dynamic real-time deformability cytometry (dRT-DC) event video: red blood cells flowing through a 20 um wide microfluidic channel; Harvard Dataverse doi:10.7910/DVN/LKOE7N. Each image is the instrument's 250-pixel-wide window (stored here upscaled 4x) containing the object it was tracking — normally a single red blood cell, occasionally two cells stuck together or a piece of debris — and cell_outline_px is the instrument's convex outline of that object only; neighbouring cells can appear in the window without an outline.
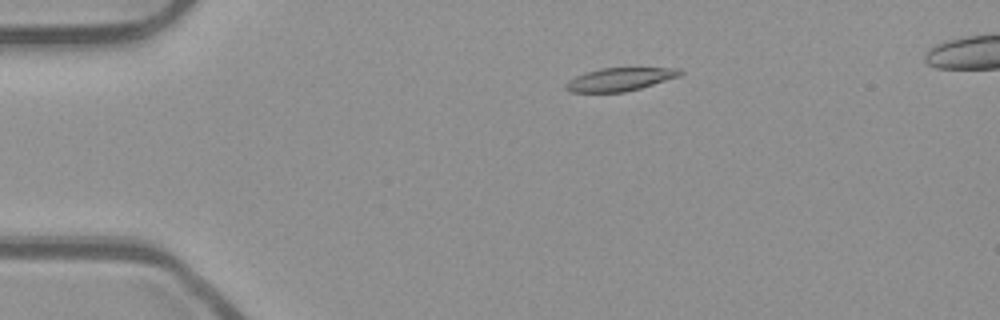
{"species": "common noctule bat (a hibernating species)", "species_latin": "Nyctalus noctula", "temperature_condition": "room temperature", "stored_images_in_passage": 44, "camera_frame_rate_fps": 3000, "um_per_image_px": 0.085, "animal": {"sex": "male", "body_mass_g": 23.1, "forearm_length_mm": 52.7}, "frame": {"image": 1, "passage_image": 2, "time_ms": 0.333, "image_size_px": [1000, 320], "cell_outline_px": [[684, 72], [680, 76], [640, 88], [624, 92], [568, 92], [564, 88], [564, 84], [568, 80], [576, 76], [600, 68], [676, 68]], "centroid_in_image_um": [52.65, 6.75], "position_along_channel_um": 32.3, "area_um2": 15.32}}
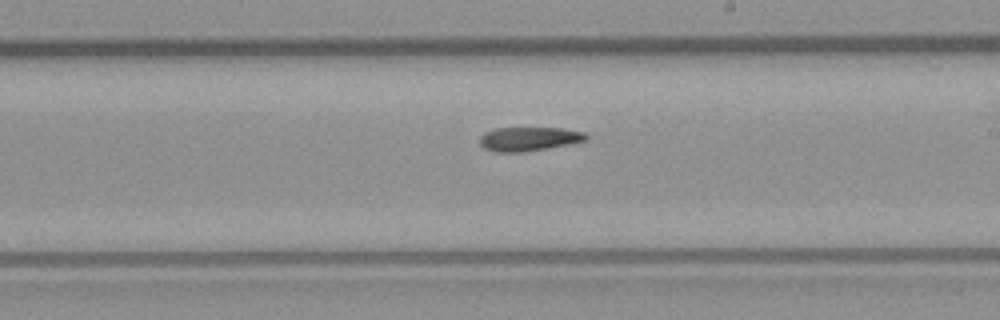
{"frame": {"image": 2, "passage_image": 22, "time_ms": 7.0, "image_size_px": [1000, 320], "cell_outline_px": [[588, 140], [572, 144], [524, 152], [496, 152], [484, 148], [480, 144], [480, 136], [484, 132], [496, 128], [564, 128], [584, 132], [588, 136]], "centroid_in_image_um": [44.98, 11.81], "position_along_channel_um": 244.0, "area_um2": 15.03}}
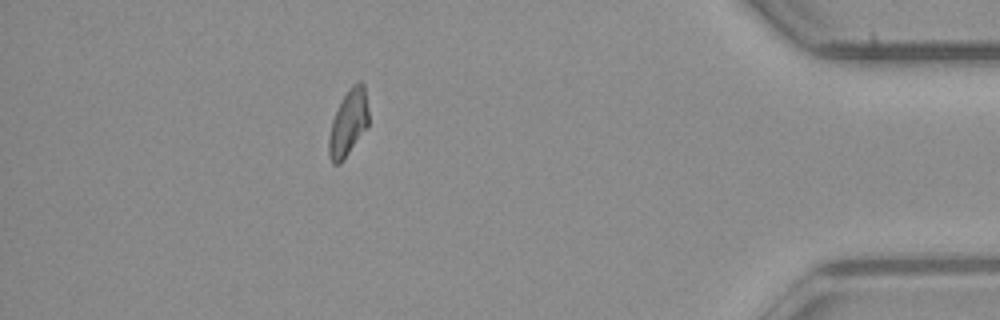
{"frame": {"image": 3, "passage_image": 38, "time_ms": 12.333, "image_size_px": [1000, 320], "cell_outline_px": [[368, 124], [344, 160], [340, 164], [332, 164], [328, 156], [328, 140], [332, 120], [348, 88], [356, 80], [360, 80], [364, 84], [368, 112]], "centroid_in_image_um": [29.59, 10.45], "position_along_channel_um": 405.6, "area_um2": 15.26}}